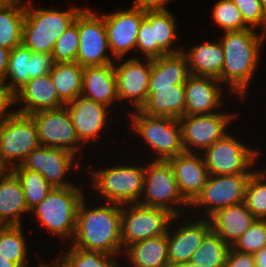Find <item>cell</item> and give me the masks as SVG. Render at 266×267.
Instances as JSON below:
<instances>
[{"label":"cell","instance_id":"obj_1","mask_svg":"<svg viewBox=\"0 0 266 267\" xmlns=\"http://www.w3.org/2000/svg\"><path fill=\"white\" fill-rule=\"evenodd\" d=\"M190 75L183 51L152 59L148 97L140 111L180 119L185 115V83Z\"/></svg>","mask_w":266,"mask_h":267},{"label":"cell","instance_id":"obj_2","mask_svg":"<svg viewBox=\"0 0 266 267\" xmlns=\"http://www.w3.org/2000/svg\"><path fill=\"white\" fill-rule=\"evenodd\" d=\"M85 197L77 210L76 230L72 245L82 250L119 256L124 254L121 238L122 205L105 202L87 208Z\"/></svg>","mask_w":266,"mask_h":267},{"label":"cell","instance_id":"obj_3","mask_svg":"<svg viewBox=\"0 0 266 267\" xmlns=\"http://www.w3.org/2000/svg\"><path fill=\"white\" fill-rule=\"evenodd\" d=\"M266 34L248 28L242 31L224 32L220 42L223 47L224 64L220 82L231 87L243 99L248 85L257 71L261 45Z\"/></svg>","mask_w":266,"mask_h":267},{"label":"cell","instance_id":"obj_4","mask_svg":"<svg viewBox=\"0 0 266 267\" xmlns=\"http://www.w3.org/2000/svg\"><path fill=\"white\" fill-rule=\"evenodd\" d=\"M81 8L66 11L53 8H33L25 3L22 44L31 52L51 54L55 42L74 23Z\"/></svg>","mask_w":266,"mask_h":267},{"label":"cell","instance_id":"obj_5","mask_svg":"<svg viewBox=\"0 0 266 267\" xmlns=\"http://www.w3.org/2000/svg\"><path fill=\"white\" fill-rule=\"evenodd\" d=\"M79 187L53 188L45 199L30 210L41 226L52 235L64 240L73 239L76 230L77 210L84 198ZM67 238V239H65Z\"/></svg>","mask_w":266,"mask_h":267},{"label":"cell","instance_id":"obj_6","mask_svg":"<svg viewBox=\"0 0 266 267\" xmlns=\"http://www.w3.org/2000/svg\"><path fill=\"white\" fill-rule=\"evenodd\" d=\"M145 165L110 166L91 172L92 187L109 203H139L143 194Z\"/></svg>","mask_w":266,"mask_h":267},{"label":"cell","instance_id":"obj_7","mask_svg":"<svg viewBox=\"0 0 266 267\" xmlns=\"http://www.w3.org/2000/svg\"><path fill=\"white\" fill-rule=\"evenodd\" d=\"M134 131L149 144L157 155L154 160L168 161L182 154V134L179 120L167 116H149L140 110L129 113Z\"/></svg>","mask_w":266,"mask_h":267},{"label":"cell","instance_id":"obj_8","mask_svg":"<svg viewBox=\"0 0 266 267\" xmlns=\"http://www.w3.org/2000/svg\"><path fill=\"white\" fill-rule=\"evenodd\" d=\"M179 217L165 209L145 206L140 203L122 205L121 238L123 250L138 241L167 234L172 221L180 219Z\"/></svg>","mask_w":266,"mask_h":267},{"label":"cell","instance_id":"obj_9","mask_svg":"<svg viewBox=\"0 0 266 267\" xmlns=\"http://www.w3.org/2000/svg\"><path fill=\"white\" fill-rule=\"evenodd\" d=\"M139 203L165 209L174 216H181L183 213L175 206H190L179 191L169 161L154 160L145 166L143 194Z\"/></svg>","mask_w":266,"mask_h":267},{"label":"cell","instance_id":"obj_10","mask_svg":"<svg viewBox=\"0 0 266 267\" xmlns=\"http://www.w3.org/2000/svg\"><path fill=\"white\" fill-rule=\"evenodd\" d=\"M40 145L37 127L30 115L16 112L0 124V160L7 169L21 165Z\"/></svg>","mask_w":266,"mask_h":267},{"label":"cell","instance_id":"obj_11","mask_svg":"<svg viewBox=\"0 0 266 267\" xmlns=\"http://www.w3.org/2000/svg\"><path fill=\"white\" fill-rule=\"evenodd\" d=\"M227 133L202 153L209 175L252 174L259 151Z\"/></svg>","mask_w":266,"mask_h":267},{"label":"cell","instance_id":"obj_12","mask_svg":"<svg viewBox=\"0 0 266 267\" xmlns=\"http://www.w3.org/2000/svg\"><path fill=\"white\" fill-rule=\"evenodd\" d=\"M77 28L80 37L76 58L78 64L85 67L114 63V59L106 52L109 45L103 15L83 8L77 15Z\"/></svg>","mask_w":266,"mask_h":267},{"label":"cell","instance_id":"obj_13","mask_svg":"<svg viewBox=\"0 0 266 267\" xmlns=\"http://www.w3.org/2000/svg\"><path fill=\"white\" fill-rule=\"evenodd\" d=\"M235 114L216 112L212 114L184 115L178 119L181 126L184 151L196 153L197 150L204 151L212 146L228 133L226 131L227 126H229L230 121L232 122Z\"/></svg>","mask_w":266,"mask_h":267},{"label":"cell","instance_id":"obj_14","mask_svg":"<svg viewBox=\"0 0 266 267\" xmlns=\"http://www.w3.org/2000/svg\"><path fill=\"white\" fill-rule=\"evenodd\" d=\"M250 176L251 174L209 175L202 192L190 206H205L203 212L208 219L222 208L242 203Z\"/></svg>","mask_w":266,"mask_h":267},{"label":"cell","instance_id":"obj_15","mask_svg":"<svg viewBox=\"0 0 266 267\" xmlns=\"http://www.w3.org/2000/svg\"><path fill=\"white\" fill-rule=\"evenodd\" d=\"M30 116L36 124L41 145L62 148L75 155L79 152L83 144L77 138L65 106L58 109L40 110Z\"/></svg>","mask_w":266,"mask_h":267},{"label":"cell","instance_id":"obj_16","mask_svg":"<svg viewBox=\"0 0 266 267\" xmlns=\"http://www.w3.org/2000/svg\"><path fill=\"white\" fill-rule=\"evenodd\" d=\"M74 156L76 155L62 148L40 145L25 158L21 166L40 173L53 188L69 187L74 186V183L66 180V175L73 166H80Z\"/></svg>","mask_w":266,"mask_h":267},{"label":"cell","instance_id":"obj_17","mask_svg":"<svg viewBox=\"0 0 266 267\" xmlns=\"http://www.w3.org/2000/svg\"><path fill=\"white\" fill-rule=\"evenodd\" d=\"M109 49L115 59L120 60L131 49H136V41L140 23L145 11L131 6L103 15Z\"/></svg>","mask_w":266,"mask_h":267},{"label":"cell","instance_id":"obj_18","mask_svg":"<svg viewBox=\"0 0 266 267\" xmlns=\"http://www.w3.org/2000/svg\"><path fill=\"white\" fill-rule=\"evenodd\" d=\"M146 61L145 64L139 57H132L119 65L113 63L119 101H130L135 111L141 109L148 97L152 59Z\"/></svg>","mask_w":266,"mask_h":267},{"label":"cell","instance_id":"obj_19","mask_svg":"<svg viewBox=\"0 0 266 267\" xmlns=\"http://www.w3.org/2000/svg\"><path fill=\"white\" fill-rule=\"evenodd\" d=\"M64 106L69 112L77 138L82 144L98 139L97 137L100 136L98 134L108 124L107 110L109 108L104 104L79 96L75 100L65 103Z\"/></svg>","mask_w":266,"mask_h":267},{"label":"cell","instance_id":"obj_20","mask_svg":"<svg viewBox=\"0 0 266 267\" xmlns=\"http://www.w3.org/2000/svg\"><path fill=\"white\" fill-rule=\"evenodd\" d=\"M168 161L182 197L191 204L202 192L209 177L202 154L183 152Z\"/></svg>","mask_w":266,"mask_h":267},{"label":"cell","instance_id":"obj_21","mask_svg":"<svg viewBox=\"0 0 266 267\" xmlns=\"http://www.w3.org/2000/svg\"><path fill=\"white\" fill-rule=\"evenodd\" d=\"M201 220V221H200ZM172 232L167 231L168 261L170 267L191 261L193 253L201 245L205 235L211 230L209 219L188 221Z\"/></svg>","mask_w":266,"mask_h":267},{"label":"cell","instance_id":"obj_22","mask_svg":"<svg viewBox=\"0 0 266 267\" xmlns=\"http://www.w3.org/2000/svg\"><path fill=\"white\" fill-rule=\"evenodd\" d=\"M220 84L219 79L190 74L185 83V115L216 113L223 101Z\"/></svg>","mask_w":266,"mask_h":267},{"label":"cell","instance_id":"obj_23","mask_svg":"<svg viewBox=\"0 0 266 267\" xmlns=\"http://www.w3.org/2000/svg\"><path fill=\"white\" fill-rule=\"evenodd\" d=\"M18 113L30 115L40 110L58 109L65 103L59 98L50 75L30 79L16 94Z\"/></svg>","mask_w":266,"mask_h":267},{"label":"cell","instance_id":"obj_24","mask_svg":"<svg viewBox=\"0 0 266 267\" xmlns=\"http://www.w3.org/2000/svg\"><path fill=\"white\" fill-rule=\"evenodd\" d=\"M81 96L106 105L119 101L113 63L83 68Z\"/></svg>","mask_w":266,"mask_h":267},{"label":"cell","instance_id":"obj_25","mask_svg":"<svg viewBox=\"0 0 266 267\" xmlns=\"http://www.w3.org/2000/svg\"><path fill=\"white\" fill-rule=\"evenodd\" d=\"M30 213L21 182L12 170L0 176V226L22 225V214Z\"/></svg>","mask_w":266,"mask_h":267},{"label":"cell","instance_id":"obj_26","mask_svg":"<svg viewBox=\"0 0 266 267\" xmlns=\"http://www.w3.org/2000/svg\"><path fill=\"white\" fill-rule=\"evenodd\" d=\"M208 219L211 223V229L217 233L224 242L233 246L256 218L249 212L245 203L242 202L222 208Z\"/></svg>","mask_w":266,"mask_h":267},{"label":"cell","instance_id":"obj_27","mask_svg":"<svg viewBox=\"0 0 266 267\" xmlns=\"http://www.w3.org/2000/svg\"><path fill=\"white\" fill-rule=\"evenodd\" d=\"M217 41L194 45L188 52L183 50L191 75L215 79L220 77L224 64V54L221 42Z\"/></svg>","mask_w":266,"mask_h":267},{"label":"cell","instance_id":"obj_28","mask_svg":"<svg viewBox=\"0 0 266 267\" xmlns=\"http://www.w3.org/2000/svg\"><path fill=\"white\" fill-rule=\"evenodd\" d=\"M144 19L152 28L153 59L183 51V46L171 48L178 37V30L175 18L168 10L145 11Z\"/></svg>","mask_w":266,"mask_h":267},{"label":"cell","instance_id":"obj_29","mask_svg":"<svg viewBox=\"0 0 266 267\" xmlns=\"http://www.w3.org/2000/svg\"><path fill=\"white\" fill-rule=\"evenodd\" d=\"M123 253L133 267H170L167 234L138 241L128 246Z\"/></svg>","mask_w":266,"mask_h":267},{"label":"cell","instance_id":"obj_30","mask_svg":"<svg viewBox=\"0 0 266 267\" xmlns=\"http://www.w3.org/2000/svg\"><path fill=\"white\" fill-rule=\"evenodd\" d=\"M25 4L12 0L0 6V47L12 50L22 44Z\"/></svg>","mask_w":266,"mask_h":267},{"label":"cell","instance_id":"obj_31","mask_svg":"<svg viewBox=\"0 0 266 267\" xmlns=\"http://www.w3.org/2000/svg\"><path fill=\"white\" fill-rule=\"evenodd\" d=\"M83 68L77 62L54 63L49 75L59 98L64 103L81 96Z\"/></svg>","mask_w":266,"mask_h":267},{"label":"cell","instance_id":"obj_32","mask_svg":"<svg viewBox=\"0 0 266 267\" xmlns=\"http://www.w3.org/2000/svg\"><path fill=\"white\" fill-rule=\"evenodd\" d=\"M69 247L55 262L51 261L55 267H120L116 255Z\"/></svg>","mask_w":266,"mask_h":267},{"label":"cell","instance_id":"obj_33","mask_svg":"<svg viewBox=\"0 0 266 267\" xmlns=\"http://www.w3.org/2000/svg\"><path fill=\"white\" fill-rule=\"evenodd\" d=\"M230 247L211 229L193 253L191 262L202 267H224Z\"/></svg>","mask_w":266,"mask_h":267},{"label":"cell","instance_id":"obj_34","mask_svg":"<svg viewBox=\"0 0 266 267\" xmlns=\"http://www.w3.org/2000/svg\"><path fill=\"white\" fill-rule=\"evenodd\" d=\"M27 249L21 225L0 226V256L27 267Z\"/></svg>","mask_w":266,"mask_h":267},{"label":"cell","instance_id":"obj_35","mask_svg":"<svg viewBox=\"0 0 266 267\" xmlns=\"http://www.w3.org/2000/svg\"><path fill=\"white\" fill-rule=\"evenodd\" d=\"M19 178L26 205L29 210L41 203L53 187L44 179V177L32 170L23 168L21 165L11 169Z\"/></svg>","mask_w":266,"mask_h":267},{"label":"cell","instance_id":"obj_36","mask_svg":"<svg viewBox=\"0 0 266 267\" xmlns=\"http://www.w3.org/2000/svg\"><path fill=\"white\" fill-rule=\"evenodd\" d=\"M31 51L20 44L10 51L4 83L16 94L29 80ZM8 78L10 79L7 82Z\"/></svg>","mask_w":266,"mask_h":267},{"label":"cell","instance_id":"obj_37","mask_svg":"<svg viewBox=\"0 0 266 267\" xmlns=\"http://www.w3.org/2000/svg\"><path fill=\"white\" fill-rule=\"evenodd\" d=\"M244 203L256 219L266 220V173L253 171L248 179Z\"/></svg>","mask_w":266,"mask_h":267},{"label":"cell","instance_id":"obj_38","mask_svg":"<svg viewBox=\"0 0 266 267\" xmlns=\"http://www.w3.org/2000/svg\"><path fill=\"white\" fill-rule=\"evenodd\" d=\"M212 17L224 32L242 31L250 28L235 6L233 0H219L213 7Z\"/></svg>","mask_w":266,"mask_h":267},{"label":"cell","instance_id":"obj_39","mask_svg":"<svg viewBox=\"0 0 266 267\" xmlns=\"http://www.w3.org/2000/svg\"><path fill=\"white\" fill-rule=\"evenodd\" d=\"M79 39L76 16L74 23L55 42L51 53L54 63L76 62Z\"/></svg>","mask_w":266,"mask_h":267},{"label":"cell","instance_id":"obj_40","mask_svg":"<svg viewBox=\"0 0 266 267\" xmlns=\"http://www.w3.org/2000/svg\"><path fill=\"white\" fill-rule=\"evenodd\" d=\"M265 246L266 220L255 219L232 247L240 252L254 255Z\"/></svg>","mask_w":266,"mask_h":267},{"label":"cell","instance_id":"obj_41","mask_svg":"<svg viewBox=\"0 0 266 267\" xmlns=\"http://www.w3.org/2000/svg\"><path fill=\"white\" fill-rule=\"evenodd\" d=\"M233 2L250 28L256 30L259 26L263 27L262 32L266 34V19L261 0H233Z\"/></svg>","mask_w":266,"mask_h":267},{"label":"cell","instance_id":"obj_42","mask_svg":"<svg viewBox=\"0 0 266 267\" xmlns=\"http://www.w3.org/2000/svg\"><path fill=\"white\" fill-rule=\"evenodd\" d=\"M30 79L40 75H49L53 65L52 54L31 52L30 58Z\"/></svg>","mask_w":266,"mask_h":267},{"label":"cell","instance_id":"obj_43","mask_svg":"<svg viewBox=\"0 0 266 267\" xmlns=\"http://www.w3.org/2000/svg\"><path fill=\"white\" fill-rule=\"evenodd\" d=\"M136 50L140 51L143 57L153 59V35L152 28L150 24L143 19L140 23L137 41H136Z\"/></svg>","mask_w":266,"mask_h":267},{"label":"cell","instance_id":"obj_44","mask_svg":"<svg viewBox=\"0 0 266 267\" xmlns=\"http://www.w3.org/2000/svg\"><path fill=\"white\" fill-rule=\"evenodd\" d=\"M14 104H16L15 93L4 81H0V124L10 119L17 112V110L8 111V108Z\"/></svg>","mask_w":266,"mask_h":267},{"label":"cell","instance_id":"obj_45","mask_svg":"<svg viewBox=\"0 0 266 267\" xmlns=\"http://www.w3.org/2000/svg\"><path fill=\"white\" fill-rule=\"evenodd\" d=\"M224 267H255L253 254L240 252L231 246Z\"/></svg>","mask_w":266,"mask_h":267},{"label":"cell","instance_id":"obj_46","mask_svg":"<svg viewBox=\"0 0 266 267\" xmlns=\"http://www.w3.org/2000/svg\"><path fill=\"white\" fill-rule=\"evenodd\" d=\"M171 0H134L132 6L142 9L143 11L168 10L166 4Z\"/></svg>","mask_w":266,"mask_h":267},{"label":"cell","instance_id":"obj_47","mask_svg":"<svg viewBox=\"0 0 266 267\" xmlns=\"http://www.w3.org/2000/svg\"><path fill=\"white\" fill-rule=\"evenodd\" d=\"M10 51L7 48L0 47V81H3L6 75Z\"/></svg>","mask_w":266,"mask_h":267},{"label":"cell","instance_id":"obj_48","mask_svg":"<svg viewBox=\"0 0 266 267\" xmlns=\"http://www.w3.org/2000/svg\"><path fill=\"white\" fill-rule=\"evenodd\" d=\"M255 267H266V246L257 251L254 255Z\"/></svg>","mask_w":266,"mask_h":267},{"label":"cell","instance_id":"obj_49","mask_svg":"<svg viewBox=\"0 0 266 267\" xmlns=\"http://www.w3.org/2000/svg\"><path fill=\"white\" fill-rule=\"evenodd\" d=\"M0 267H20L17 263L10 261L8 258L0 256Z\"/></svg>","mask_w":266,"mask_h":267},{"label":"cell","instance_id":"obj_50","mask_svg":"<svg viewBox=\"0 0 266 267\" xmlns=\"http://www.w3.org/2000/svg\"><path fill=\"white\" fill-rule=\"evenodd\" d=\"M173 267H202L196 263H193L191 261H188V262H184V263H180V264H177Z\"/></svg>","mask_w":266,"mask_h":267},{"label":"cell","instance_id":"obj_51","mask_svg":"<svg viewBox=\"0 0 266 267\" xmlns=\"http://www.w3.org/2000/svg\"><path fill=\"white\" fill-rule=\"evenodd\" d=\"M7 170V167L0 160V176H2Z\"/></svg>","mask_w":266,"mask_h":267},{"label":"cell","instance_id":"obj_52","mask_svg":"<svg viewBox=\"0 0 266 267\" xmlns=\"http://www.w3.org/2000/svg\"><path fill=\"white\" fill-rule=\"evenodd\" d=\"M40 267H55L52 263L48 264V263H44L42 259H40Z\"/></svg>","mask_w":266,"mask_h":267},{"label":"cell","instance_id":"obj_53","mask_svg":"<svg viewBox=\"0 0 266 267\" xmlns=\"http://www.w3.org/2000/svg\"><path fill=\"white\" fill-rule=\"evenodd\" d=\"M261 5L266 19V0H261Z\"/></svg>","mask_w":266,"mask_h":267},{"label":"cell","instance_id":"obj_54","mask_svg":"<svg viewBox=\"0 0 266 267\" xmlns=\"http://www.w3.org/2000/svg\"><path fill=\"white\" fill-rule=\"evenodd\" d=\"M12 0H0V6L9 3Z\"/></svg>","mask_w":266,"mask_h":267}]
</instances>
